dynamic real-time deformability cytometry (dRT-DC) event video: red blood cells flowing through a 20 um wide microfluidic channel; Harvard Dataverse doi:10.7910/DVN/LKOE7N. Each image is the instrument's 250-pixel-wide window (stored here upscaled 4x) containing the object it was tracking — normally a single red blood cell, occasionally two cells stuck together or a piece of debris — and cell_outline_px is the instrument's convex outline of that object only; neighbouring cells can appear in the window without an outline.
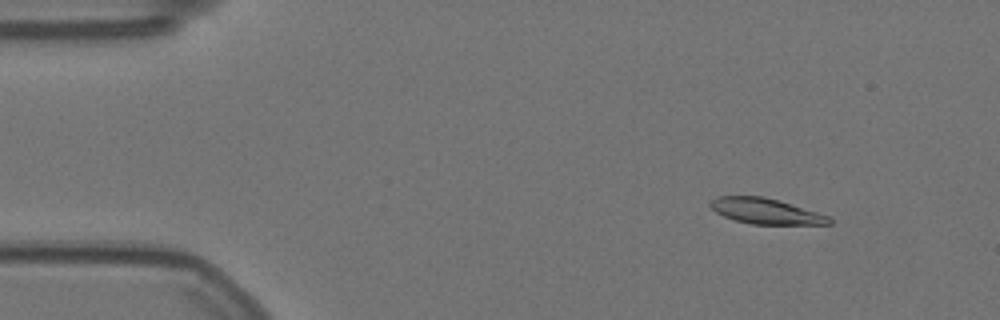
{"species": "Egyptian fruit bat (a non-hibernating species)", "species_latin": "Rousettus aegyptiacus", "temperature_condition": "warm", "stored_images_in_passage": 57, "camera_frame_rate_fps": 3000, "um_per_image_px": 0.085, "animal": {"sex": "female"}, "frame": {"image": 1, "passage_image": 7, "time_ms": 2.0, "image_size_px": [1000, 320], "cell_outline_px": [[832, 224], [752, 224], [736, 220], [724, 216], [716, 212], [708, 204], [712, 200], [720, 196], [764, 196], [816, 212], [828, 216], [832, 220]], "centroid_in_image_um": [65.07, 17.95], "position_along_channel_um": 19.9, "area_um2": 17.34}}
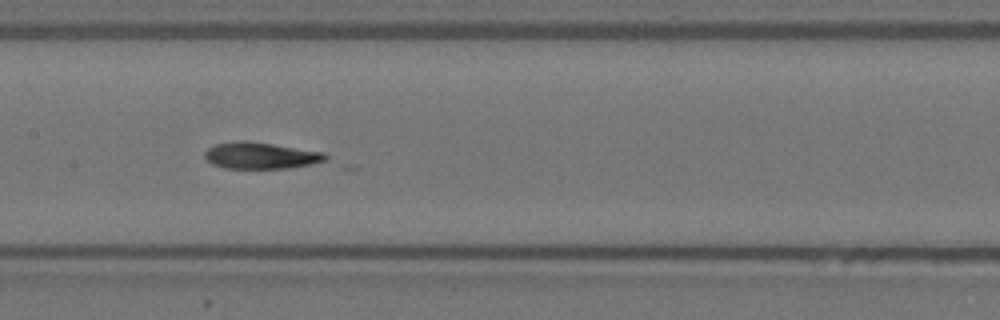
{"frame": {"image": 2, "passage_image": 28, "time_ms": 9.0, "image_size_px": [1000, 320], "cell_outline_px": [[328, 160], [312, 164], [288, 168], [224, 168], [212, 164], [204, 156], [204, 152], [208, 148], [216, 144], [236, 140], [244, 140], [272, 144], [324, 152], [328, 156]], "centroid_in_image_um": [22.16, 13.22], "position_along_channel_um": 185.2, "area_um2": 18.67}}
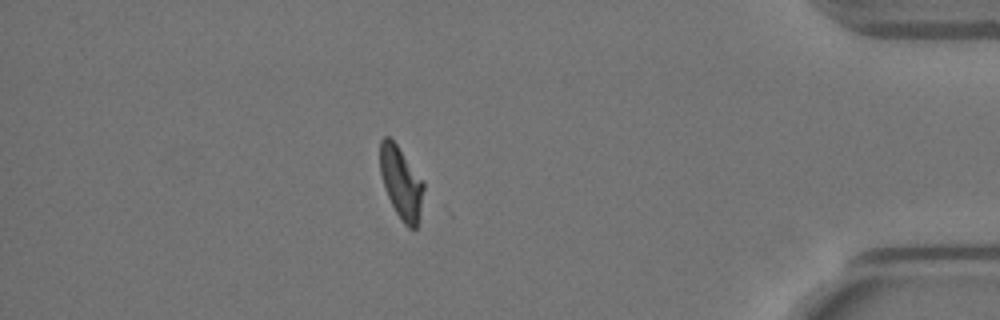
{"frame": {"image": 3, "passage_image": 50, "time_ms": 16.333, "image_size_px": [1000, 320], "cell_outline_px": [[424, 188], [416, 228], [408, 228], [404, 224], [396, 212], [384, 188], [380, 172], [380, 140], [384, 136], [388, 136], [396, 144], [424, 180]], "centroid_in_image_um": [34.09, 15.5], "position_along_channel_um": 401.1, "area_um2": 18.09}, "authors_computed_cell_mechanics": {"area_um2": 18.785, "velocity_mm_per_s": 3.5363, "shape_relaxation_time_tau1_ms": null, "shape_relaxation_time_tau2_ms": 1.5944, "deformation_change_tau1": null, "deformation_change_tau2": 0.061}}